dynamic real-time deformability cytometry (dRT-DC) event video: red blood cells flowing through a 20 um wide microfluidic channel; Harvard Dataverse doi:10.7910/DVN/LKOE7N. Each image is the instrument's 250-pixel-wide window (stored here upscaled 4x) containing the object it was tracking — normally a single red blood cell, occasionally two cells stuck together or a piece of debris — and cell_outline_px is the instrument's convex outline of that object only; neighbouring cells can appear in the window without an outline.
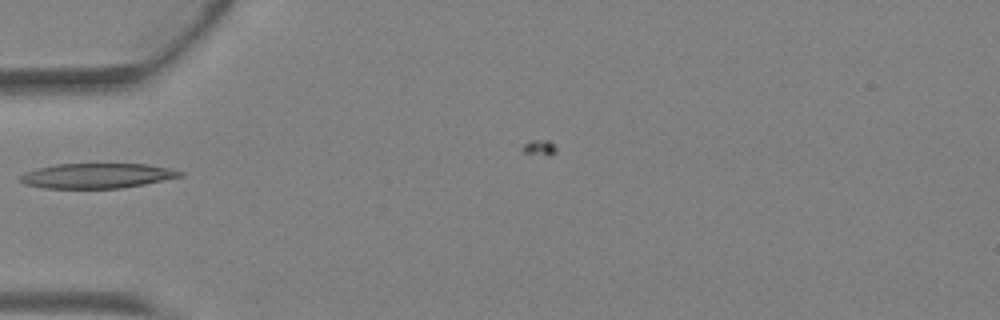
{"species": "Egyptian fruit bat (a non-hibernating species)", "species_latin": "Rousettus aegyptiacus", "temperature_condition": "warm", "stored_images_in_passage": 4, "camera_frame_rate_fps": 3000, "um_per_image_px": 0.085, "animal": {"sex": "female"}, "frame": {"image": 1, "passage_image": 3, "time_ms": 0.667, "image_size_px": [1000, 320], "cell_outline_px": [[184, 176], [144, 184], [120, 188], [44, 188], [24, 184], [20, 180], [20, 176], [24, 172], [36, 168], [56, 164], [148, 164], [168, 168], [184, 172]], "centroid_in_image_um": [8.23, 14.93], "position_along_channel_um": 76.8, "area_um2": 23.24}}